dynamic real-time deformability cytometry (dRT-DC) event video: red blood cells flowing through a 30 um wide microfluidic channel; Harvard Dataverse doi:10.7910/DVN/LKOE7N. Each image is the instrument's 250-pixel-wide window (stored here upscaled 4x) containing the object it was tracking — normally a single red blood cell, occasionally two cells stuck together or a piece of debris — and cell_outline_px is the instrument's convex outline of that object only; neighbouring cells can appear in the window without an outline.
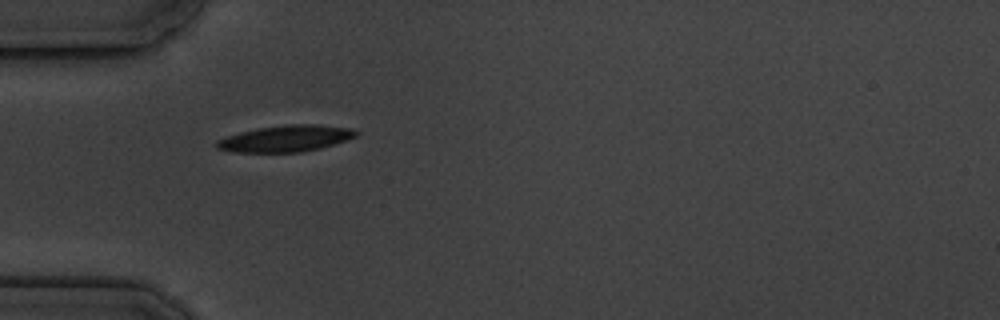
{"species": "common noctule bat (a hibernating species)", "species_latin": "Nyctalus noctula", "temperature_condition": "cold", "stored_images_in_passage": 1, "camera_frame_rate_fps": 3000, "um_per_image_px": 0.085, "animal": {"sex": "male", "body_mass_g": 19.5, "forearm_length_mm": 54.6}, "frame": {"image": 1, "passage_image": 1, "time_ms": 0.0, "image_size_px": [1000, 320], "cell_outline_px": [[360, 132], [356, 136], [348, 140], [320, 148], [300, 152], [232, 152], [216, 148], [216, 140], [240, 132], [260, 128], [284, 124], [316, 124], [352, 128]], "centroid_in_image_um": [24.32, 11.77], "position_along_channel_um": 60.7, "area_um2": 21.5}}